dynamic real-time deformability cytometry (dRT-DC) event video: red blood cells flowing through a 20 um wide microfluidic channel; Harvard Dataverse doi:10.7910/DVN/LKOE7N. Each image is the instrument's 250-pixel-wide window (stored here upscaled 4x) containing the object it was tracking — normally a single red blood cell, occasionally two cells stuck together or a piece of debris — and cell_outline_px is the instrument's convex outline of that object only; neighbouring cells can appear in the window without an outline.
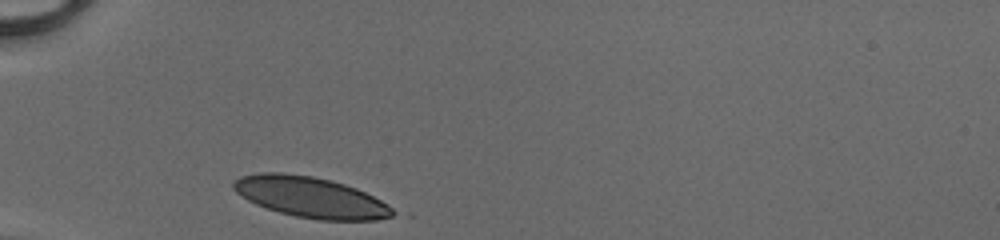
{"species": "human", "species_latin": "Homo sapiens", "temperature_condition": "cold", "stored_images_in_passage": 27, "camera_frame_rate_fps": 3000, "um_per_image_px": 0.085, "donor": {"sex": "male"}, "frame": {"image": 1, "passage_image": 1, "time_ms": 0.0, "image_size_px": [1000, 240], "cell_outline_px": [[400, 212], [392, 216], [376, 220], [320, 220], [296, 216], [280, 212], [256, 204], [248, 200], [236, 192], [232, 188], [232, 184], [240, 176], [260, 172], [280, 172], [312, 176], [344, 184], [356, 188], [388, 204]], "centroid_in_image_um": [26.42, 16.76], "position_along_channel_um": 58.6, "area_um2": 37.63}}
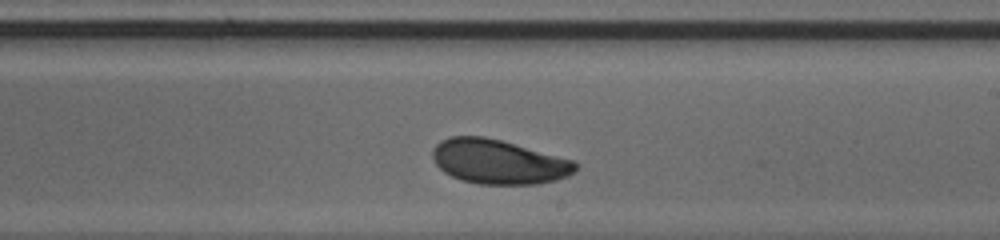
{"frame": {"image": 2, "passage_image": 16, "time_ms": 5.0, "image_size_px": [1000, 240], "cell_outline_px": [[576, 168], [568, 176], [556, 180], [536, 184], [480, 184], [460, 180], [444, 172], [436, 164], [432, 156], [432, 148], [440, 140], [448, 136], [484, 136], [500, 140], [572, 160], [576, 164]], "centroid_in_image_um": [42.31, 13.75], "position_along_channel_um": 246.7, "area_um2": 36.76}}
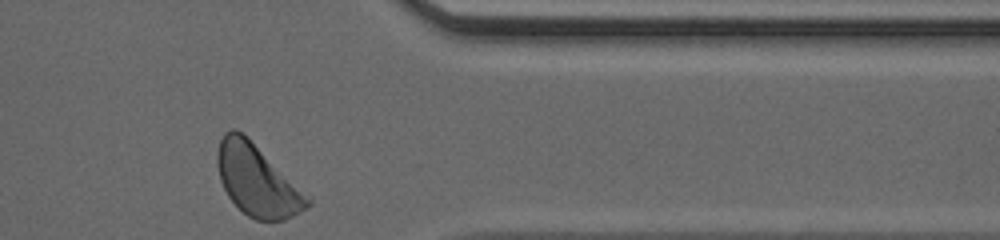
{"frame": {"image": 3, "passage_image": 27, "time_ms": 8.667, "image_size_px": [1000, 240], "cell_outline_px": [[312, 204], [292, 216], [284, 220], [256, 220], [248, 216], [228, 196], [220, 180], [216, 164], [216, 152], [220, 140], [224, 132], [232, 128], [236, 128], [312, 200]], "centroid_in_image_um": [21.8, 15.35], "position_along_channel_um": 389.6, "area_um2": 36.24}, "authors_computed_cell_mechanics": {"area_um2": 37.3388, "velocity_mm_per_s": 4.082, "shape_relaxation_time_tau1_ms": 2.4714, "shape_relaxation_time_tau2_ms": null, "deformation_change_tau1": 0.0917, "deformation_change_tau2": null}}